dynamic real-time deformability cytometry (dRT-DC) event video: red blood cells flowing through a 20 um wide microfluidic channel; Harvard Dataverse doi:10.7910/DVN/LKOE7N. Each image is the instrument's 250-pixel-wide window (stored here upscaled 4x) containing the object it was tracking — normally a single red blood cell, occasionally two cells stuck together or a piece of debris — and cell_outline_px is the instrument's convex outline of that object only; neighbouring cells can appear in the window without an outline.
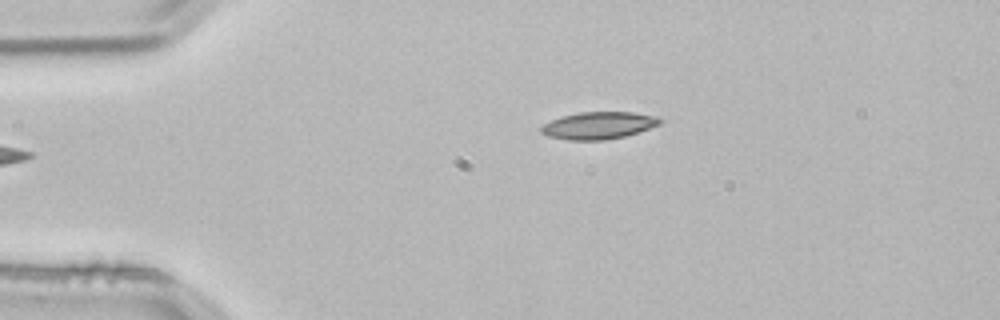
{"species": "common noctule bat (a hibernating species)", "species_latin": "Nyctalus noctula", "temperature_condition": "room temperature", "stored_images_in_passage": 2, "camera_frame_rate_fps": 3000, "um_per_image_px": 0.085, "animal": {"sex": "male", "body_mass_g": 21.5, "forearm_length_mm": 52.0}, "frame": {"image": 1, "passage_image": 1, "time_ms": 0.0, "image_size_px": [1000, 320], "cell_outline_px": [[664, 120], [660, 124], [624, 136], [604, 140], [568, 140], [548, 136], [540, 132], [540, 128], [544, 124], [560, 116], [580, 112], [632, 112], [660, 116]], "centroid_in_image_um": [50.88, 10.65], "position_along_channel_um": 34.1, "area_um2": 18.84}}